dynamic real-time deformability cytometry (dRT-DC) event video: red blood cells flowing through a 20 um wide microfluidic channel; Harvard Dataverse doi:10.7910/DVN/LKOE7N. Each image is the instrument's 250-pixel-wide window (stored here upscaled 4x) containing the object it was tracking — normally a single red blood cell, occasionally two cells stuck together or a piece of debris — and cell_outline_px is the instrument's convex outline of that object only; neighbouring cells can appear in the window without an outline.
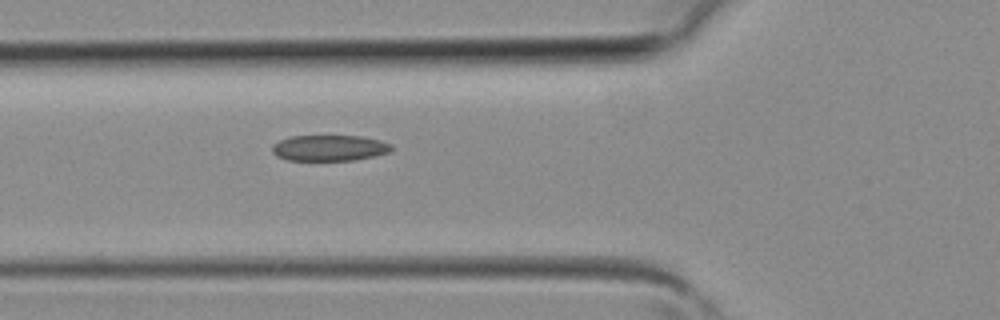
{"species": "common noctule bat (a hibernating species)", "species_latin": "Nyctalus noctula", "temperature_condition": "room temperature", "stored_images_in_passage": 4, "camera_frame_rate_fps": 3000, "um_per_image_px": 0.085, "animal": {"sex": "female", "body_mass_g": 19.3, "forearm_length_mm": 54.1}, "frame": {"image": 1, "passage_image": 4, "time_ms": 1.0, "image_size_px": [1000, 320], "cell_outline_px": [[392, 152], [352, 160], [288, 160], [276, 156], [272, 152], [272, 144], [280, 140], [292, 136], [360, 136], [380, 140], [392, 144]], "centroid_in_image_um": [28.0, 12.57], "position_along_channel_um": 97.8, "area_um2": 17.98}}